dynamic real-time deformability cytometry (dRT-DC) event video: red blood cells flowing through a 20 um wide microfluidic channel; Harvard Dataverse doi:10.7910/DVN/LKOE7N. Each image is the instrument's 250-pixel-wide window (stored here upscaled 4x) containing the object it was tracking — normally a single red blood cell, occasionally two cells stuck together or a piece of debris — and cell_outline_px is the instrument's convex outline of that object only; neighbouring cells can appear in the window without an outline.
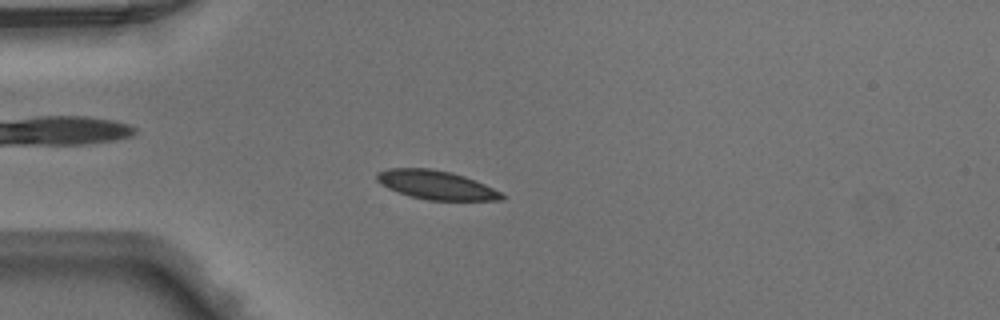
{"species": "Egyptian fruit bat (a non-hibernating species)", "species_latin": "Rousettus aegyptiacus", "temperature_condition": "warm", "stored_images_in_passage": 48, "camera_frame_rate_fps": 3000, "um_per_image_px": 0.085, "animal": {"sex": "male"}, "frame": {"image": 1, "passage_image": 13, "time_ms": 4.0, "image_size_px": [1000, 320], "cell_outline_px": [[504, 200], [428, 200], [412, 196], [388, 188], [380, 184], [376, 180], [376, 172], [388, 168], [432, 168], [452, 172], [464, 176], [484, 184], [500, 192], [504, 196]], "centroid_in_image_um": [37.04, 15.7], "position_along_channel_um": 48.0, "area_um2": 20.87}}
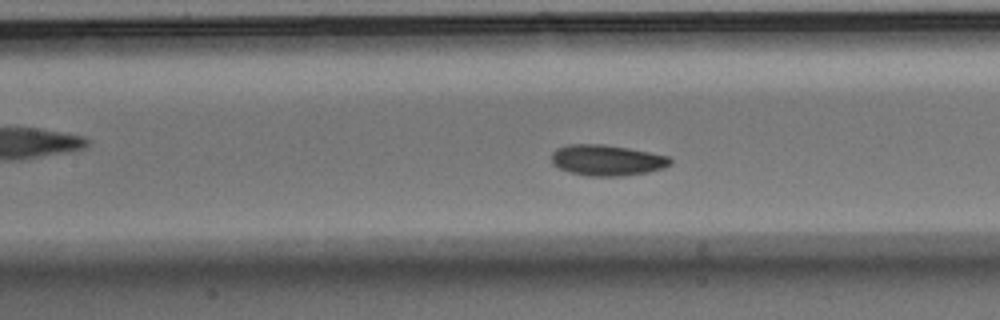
{"frame": {"image": 2, "passage_image": 22, "time_ms": 7.0, "image_size_px": [1000, 320], "cell_outline_px": [[672, 164], [664, 168], [648, 172], [624, 176], [588, 176], [572, 172], [560, 168], [552, 164], [552, 152], [556, 148], [568, 144], [604, 144], [628, 148], [668, 156], [672, 160]], "centroid_in_image_um": [51.6, 13.61], "position_along_channel_um": 155.8, "area_um2": 21.39}}
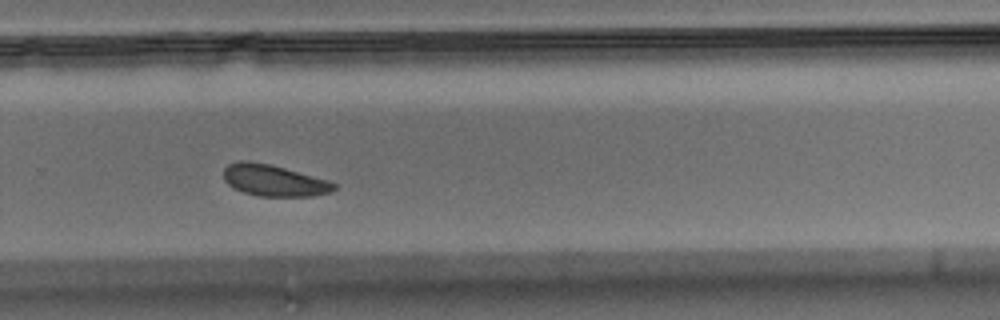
{"frame": {"image": 3, "passage_image": 33, "time_ms": 10.667, "image_size_px": [1000, 320], "cell_outline_px": [[336, 188], [332, 192], [312, 196], [256, 196], [244, 192], [228, 184], [224, 180], [224, 168], [228, 164], [240, 160], [248, 160], [272, 164], [328, 180], [336, 184]], "centroid_in_image_um": [23.28, 15.33], "position_along_channel_um": 306.5, "area_um2": 20.35}}